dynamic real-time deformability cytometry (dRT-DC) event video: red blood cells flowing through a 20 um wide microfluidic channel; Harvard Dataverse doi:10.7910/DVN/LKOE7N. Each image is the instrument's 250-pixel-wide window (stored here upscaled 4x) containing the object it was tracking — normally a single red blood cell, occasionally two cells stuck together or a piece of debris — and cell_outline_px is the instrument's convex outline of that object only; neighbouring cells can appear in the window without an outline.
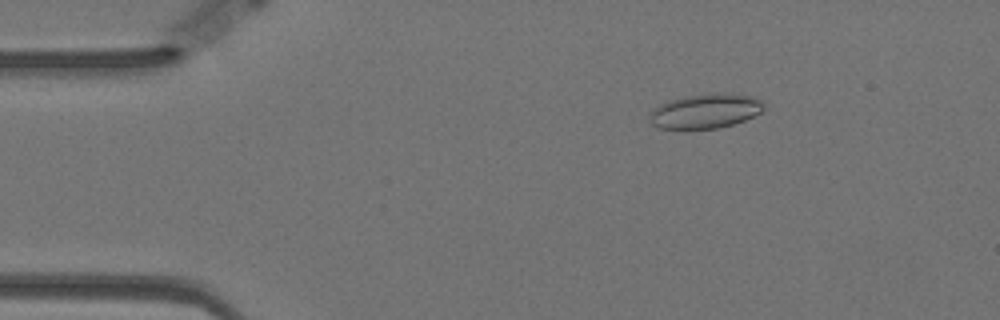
{"species": "Egyptian fruit bat (a non-hibernating species)", "species_latin": "Rousettus aegyptiacus", "temperature_condition": "warm", "stored_images_in_passage": 58, "camera_frame_rate_fps": 3000, "um_per_image_px": 0.085, "animal": {"sex": "female"}, "frame": {"image": 1, "passage_image": 9, "time_ms": 2.667, "image_size_px": [1000, 320], "cell_outline_px": [[764, 108], [760, 112], [744, 120], [720, 128], [656, 128], [648, 120], [652, 112], [660, 104], [668, 100], [684, 96], [752, 96], [760, 100], [764, 104]], "centroid_in_image_um": [59.9, 9.49], "position_along_channel_um": 25.1, "area_um2": 21.85}}
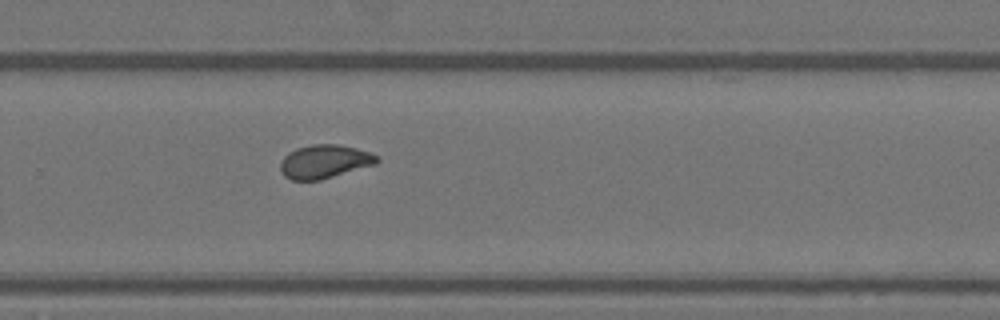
{"frame": {"image": 2, "passage_image": 38, "time_ms": 12.333, "image_size_px": [1000, 320], "cell_outline_px": [[380, 160], [376, 164], [320, 180], [292, 180], [284, 176], [280, 168], [280, 164], [284, 156], [288, 152], [296, 148], [312, 144], [340, 144], [356, 148], [380, 156]], "centroid_in_image_um": [27.59, 13.72], "position_along_channel_um": 302.2, "area_um2": 18.96}}
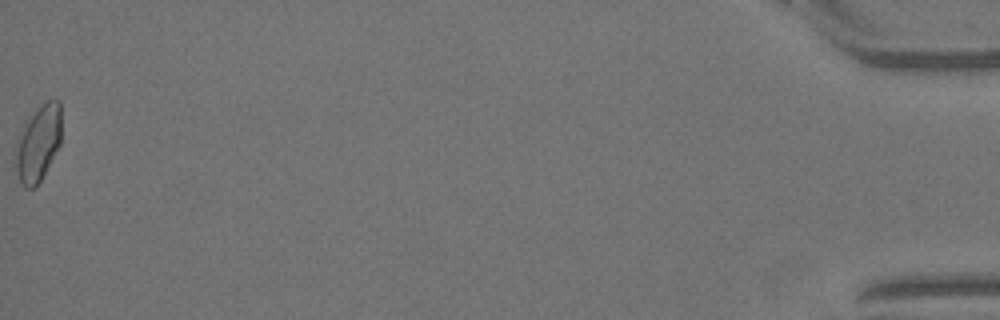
{"frame": {"image": 3, "passage_image": 58, "time_ms": 19.0, "image_size_px": [1000, 320], "cell_outline_px": [[60, 144], [36, 188], [24, 188], [20, 184], [12, 164], [16, 140], [24, 124], [36, 108], [44, 100], [60, 100]], "centroid_in_image_um": [3.18, 12.21], "position_along_channel_um": 432.0, "area_um2": 20.87}, "authors_computed_cell_mechanics": {"area_um2": 19.0162, "velocity_mm_per_s": 3.5008, "shape_relaxation_time_tau1_ms": null, "shape_relaxation_time_tau2_ms": 1.3687, "deformation_change_tau1": null, "deformation_change_tau2": 0.0595}}